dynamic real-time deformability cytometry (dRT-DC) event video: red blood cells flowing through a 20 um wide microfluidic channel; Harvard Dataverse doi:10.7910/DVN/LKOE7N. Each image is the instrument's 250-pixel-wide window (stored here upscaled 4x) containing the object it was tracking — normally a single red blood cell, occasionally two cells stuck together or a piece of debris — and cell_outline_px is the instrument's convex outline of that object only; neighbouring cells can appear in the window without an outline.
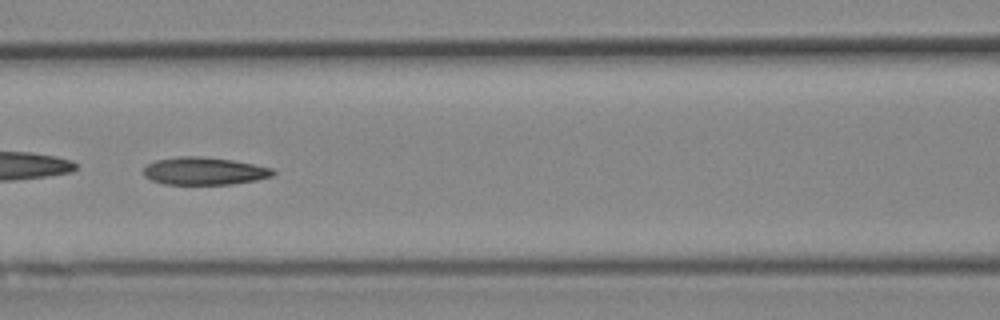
{"species": "Egyptian fruit bat (a non-hibernating species)", "species_latin": "Rousettus aegyptiacus", "temperature_condition": "cold", "stored_images_in_passage": 40, "camera_frame_rate_fps": 3000, "um_per_image_px": 0.085, "animal": {"sex": "female"}, "frame": {"image": 1, "passage_image": 12, "time_ms": 3.667, "image_size_px": [1000, 320], "cell_outline_px": [[276, 172], [272, 176], [256, 180], [232, 184], [164, 184], [152, 180], [144, 176], [144, 168], [148, 164], [156, 160], [180, 156], [200, 156], [232, 160], [272, 168]], "centroid_in_image_um": [17.36, 14.54], "position_along_channel_um": 149.2, "area_um2": 20.69}}
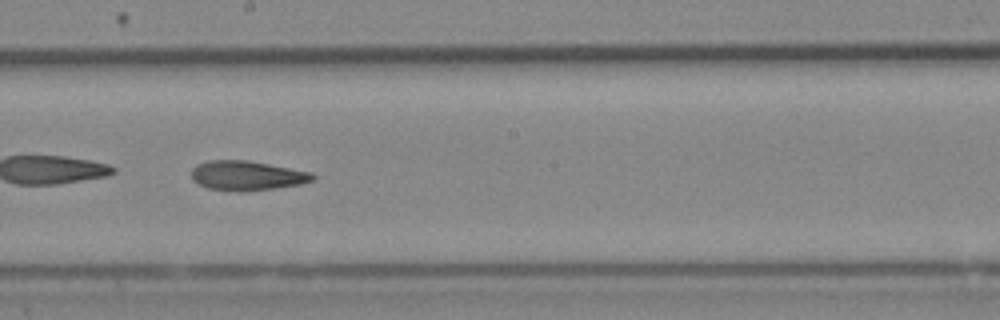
{"frame": {"image": 2, "passage_image": 18, "time_ms": 5.667, "image_size_px": [1000, 320], "cell_outline_px": [[316, 176], [312, 180], [300, 184], [272, 188], [240, 192], [208, 188], [192, 180], [192, 168], [196, 164], [208, 160], [248, 160], [312, 172]], "centroid_in_image_um": [20.97, 14.91], "position_along_channel_um": 227.2, "area_um2": 20.81}, "authors_computed_cell_mechanics": {"area_um2": 20.8658, "velocity_mm_per_s": 3.922, "shape_relaxation_time_tau1_ms": 6.231, "shape_relaxation_time_tau2_ms": 5.3221, "deformation_change_tau1": 0.1719, "deformation_change_tau2": 0.1497}}